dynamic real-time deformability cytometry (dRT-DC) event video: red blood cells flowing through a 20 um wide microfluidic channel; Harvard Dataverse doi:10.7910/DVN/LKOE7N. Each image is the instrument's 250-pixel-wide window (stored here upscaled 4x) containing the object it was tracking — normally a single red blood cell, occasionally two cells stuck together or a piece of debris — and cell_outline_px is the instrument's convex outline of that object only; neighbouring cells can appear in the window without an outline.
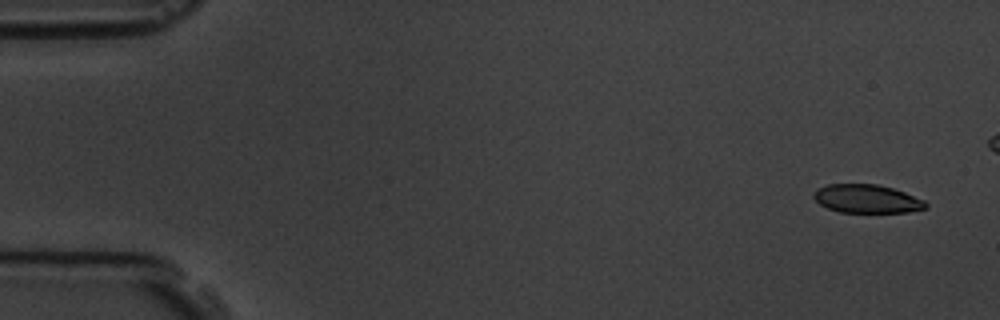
{"species": "common noctule bat (a hibernating species)", "species_latin": "Nyctalus noctula", "temperature_condition": "room temperature", "stored_images_in_passage": 6, "camera_frame_rate_fps": 3000, "um_per_image_px": 0.085, "animal": {"sex": "male", "body_mass_g": 19.5, "forearm_length_mm": 54.6}, "frame": {"image": 1, "passage_image": 1, "time_ms": 0.0, "image_size_px": [1000, 320], "cell_outline_px": [[928, 208], [908, 212], [840, 212], [828, 208], [820, 204], [812, 196], [820, 188], [828, 184], [876, 184], [892, 188], [904, 192], [924, 200], [928, 204]], "centroid_in_image_um": [73.72, 16.9], "position_along_channel_um": 11.3, "area_um2": 18.38}}